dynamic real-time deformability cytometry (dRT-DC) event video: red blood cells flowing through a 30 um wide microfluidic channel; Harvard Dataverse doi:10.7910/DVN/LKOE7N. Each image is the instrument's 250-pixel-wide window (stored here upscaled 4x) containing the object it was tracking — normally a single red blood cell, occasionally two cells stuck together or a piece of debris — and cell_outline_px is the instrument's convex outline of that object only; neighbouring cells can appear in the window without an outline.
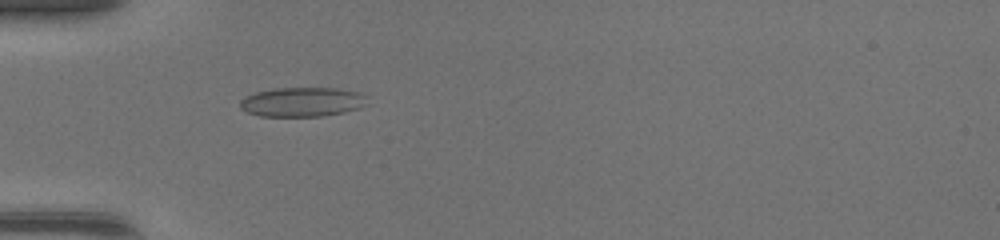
{"species": "common noctule bat (a hibernating species)", "species_latin": "Nyctalus noctula", "temperature_condition": "warm", "stored_images_in_passage": 35, "camera_frame_rate_fps": 3000, "um_per_image_px": 0.085, "animal": {"sex": "female", "body_mass_g": 17.0, "forearm_length_mm": 48.0}, "frame": {"image": 1, "passage_image": 3, "time_ms": 0.667, "image_size_px": [1000, 240], "cell_outline_px": [[368, 104], [360, 108], [344, 112], [324, 116], [260, 116], [248, 112], [240, 108], [240, 100], [256, 92], [276, 88], [336, 88], [360, 92], [368, 96]], "centroid_in_image_um": [25.76, 8.66], "position_along_channel_um": 59.2, "area_um2": 21.91}}
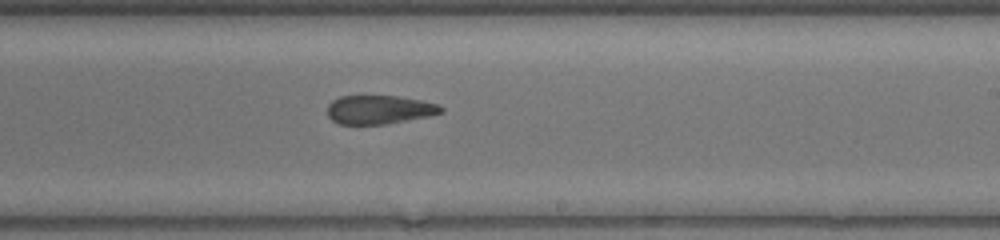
{"frame": {"image": 2, "passage_image": 17, "time_ms": 5.333, "image_size_px": [1000, 240], "cell_outline_px": [[444, 112], [428, 116], [388, 124], [340, 124], [332, 120], [328, 116], [328, 104], [332, 100], [340, 96], [400, 96], [440, 104], [444, 108]], "centroid_in_image_um": [32.26, 9.32], "position_along_channel_um": 256.7, "area_um2": 19.13}}
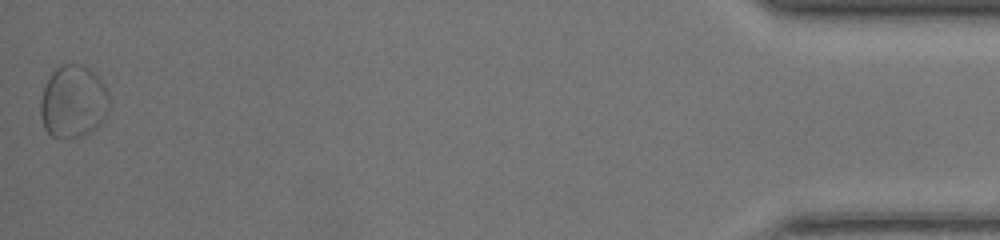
{"frame": {"image": 3, "passage_image": 35, "time_ms": 11.333, "image_size_px": [1000, 240], "cell_outline_px": [[108, 108], [104, 116], [96, 128], [80, 136], [52, 136], [44, 128], [40, 116], [40, 100], [44, 88], [52, 72], [60, 64], [80, 64], [96, 72], [104, 84], [108, 92]], "centroid_in_image_um": [6.21, 8.59], "position_along_channel_um": 429.0, "area_um2": 28.78}, "authors_computed_cell_mechanics": {"area_um2": 21.1548, "velocity_mm_per_s": 4.371, "shape_relaxation_time_tau1_ms": null, "shape_relaxation_time_tau2_ms": 4.4012, "deformation_change_tau1": null, "deformation_change_tau2": 0.0923}}